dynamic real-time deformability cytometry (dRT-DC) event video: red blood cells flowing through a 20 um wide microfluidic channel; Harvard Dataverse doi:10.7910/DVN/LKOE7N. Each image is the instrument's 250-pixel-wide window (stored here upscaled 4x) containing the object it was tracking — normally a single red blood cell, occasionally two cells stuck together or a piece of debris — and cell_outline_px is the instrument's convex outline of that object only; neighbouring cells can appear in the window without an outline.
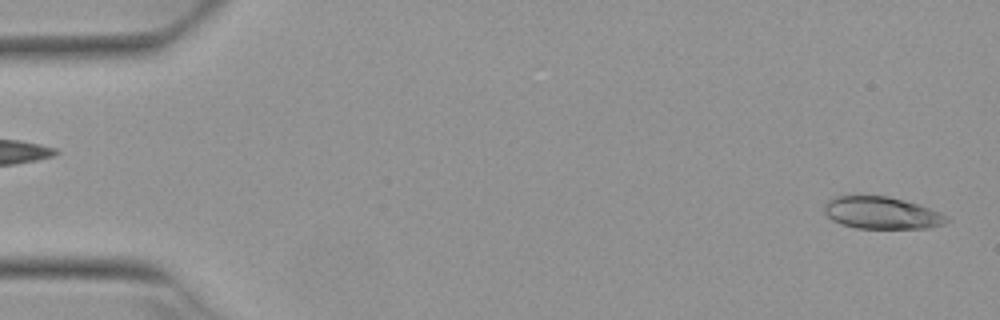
{"species": "Egyptian fruit bat (a non-hibernating species)", "species_latin": "Rousettus aegyptiacus", "temperature_condition": "warm", "stored_images_in_passage": 2, "segment_of_instrument_passage": [2, 2], "camera_frame_rate_fps": 3000, "um_per_image_px": 0.085, "animal": {"sex": "female"}, "frame": {"image": 1, "passage_image": 2, "time_ms": 0.333, "image_size_px": [1000, 320], "cell_outline_px": [[952, 220], [944, 224], [928, 228], [856, 228], [840, 224], [832, 220], [824, 212], [824, 204], [828, 200], [836, 196], [888, 196], [920, 204], [940, 212], [948, 216]], "centroid_in_image_um": [74.97, 18.1], "position_along_channel_um": 10.0, "area_um2": 23.12}}